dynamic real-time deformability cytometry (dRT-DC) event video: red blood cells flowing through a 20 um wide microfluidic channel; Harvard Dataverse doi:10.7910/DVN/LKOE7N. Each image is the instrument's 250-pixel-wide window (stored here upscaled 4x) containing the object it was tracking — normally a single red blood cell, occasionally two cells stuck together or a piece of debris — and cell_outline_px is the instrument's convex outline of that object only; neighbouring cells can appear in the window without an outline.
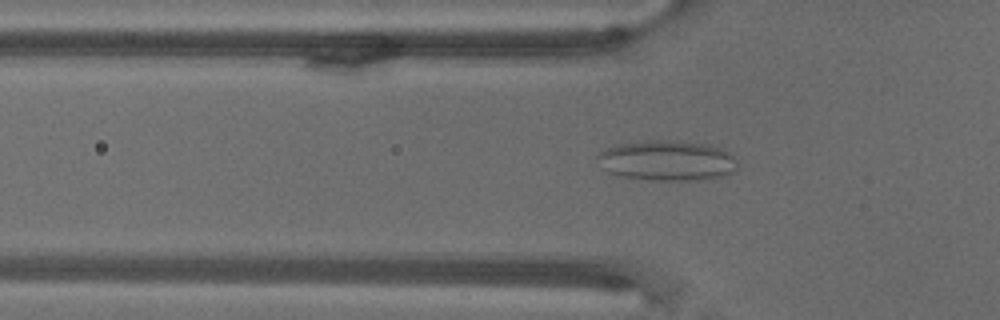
{"species": "common noctule bat (a hibernating species)", "species_latin": "Nyctalus noctula", "temperature_condition": "warm", "stored_images_in_passage": 72, "camera_frame_rate_fps": 3000, "um_per_image_px": 0.085, "animal": {"sex": "male", "body_mass_g": 18.8}, "frame": {"image": 1, "passage_image": 24, "time_ms": 7.667, "image_size_px": [1000, 320], "cell_outline_px": [[736, 168], [732, 172], [724, 176], [700, 180], [652, 180], [616, 176], [596, 156], [600, 152], [608, 148], [620, 144], [648, 140], [672, 140], [704, 144], [720, 148], [728, 152], [736, 160]], "centroid_in_image_um": [56.75, 13.65], "position_along_channel_um": 69.1, "area_um2": 32.37}}
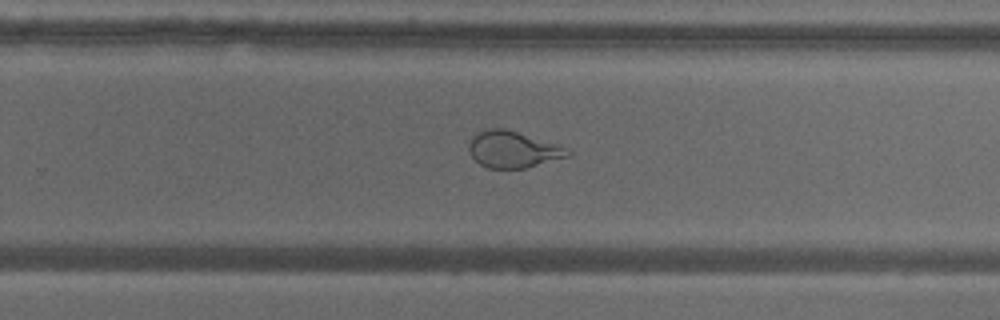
{"frame": {"image": 2, "passage_image": 47, "time_ms": 15.333, "image_size_px": [1000, 320], "cell_outline_px": [[572, 152], [568, 156], [524, 168], [488, 168], [480, 164], [472, 156], [468, 148], [468, 144], [472, 136], [476, 132], [488, 128], [504, 128], [556, 144]], "centroid_in_image_um": [43.53, 12.69], "position_along_channel_um": 286.3, "area_um2": 20.69}}
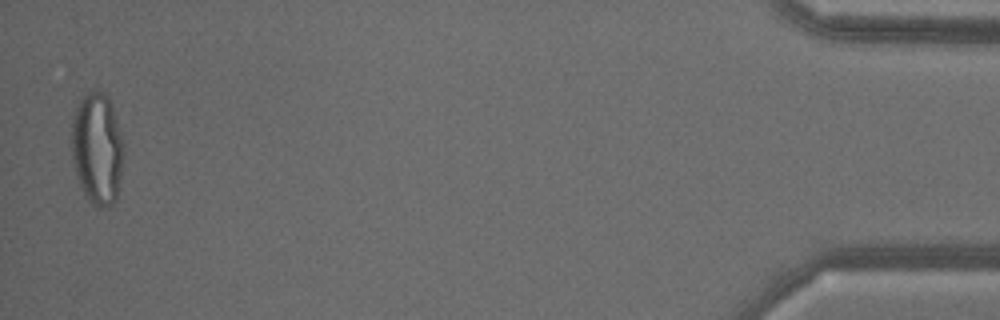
{"frame": {"image": 3, "passage_image": 71, "time_ms": 23.333, "image_size_px": [1000, 320], "cell_outline_px": [[124, 148], [120, 176], [116, 200], [112, 204], [104, 208], [96, 208], [88, 200], [76, 176], [72, 160], [72, 116], [84, 92], [104, 92], [108, 96], [112, 104], [124, 144]], "centroid_in_image_um": [8.26, 12.63], "position_along_channel_um": 426.9, "area_um2": 34.16}}